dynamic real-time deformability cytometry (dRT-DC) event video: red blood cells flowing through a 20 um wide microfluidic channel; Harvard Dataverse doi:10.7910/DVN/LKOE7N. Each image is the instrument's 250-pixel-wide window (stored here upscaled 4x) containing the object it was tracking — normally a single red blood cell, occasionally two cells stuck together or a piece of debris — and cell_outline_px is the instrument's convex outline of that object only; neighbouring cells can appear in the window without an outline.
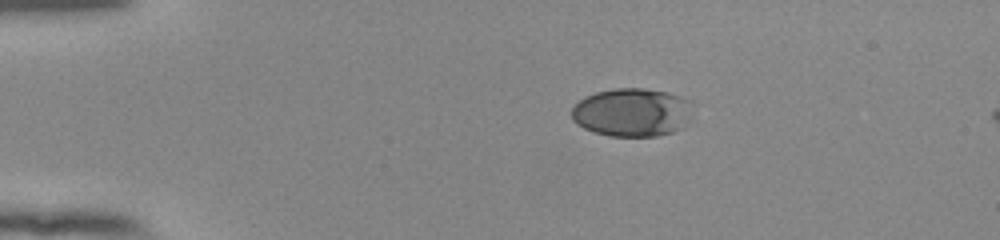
{"species": "human", "species_latin": "Homo sapiens", "temperature_condition": "room temperature", "stored_images_in_passage": 44, "camera_frame_rate_fps": 3000, "um_per_image_px": 0.085, "donor": {"sex": "female"}, "frame": {"image": 1, "passage_image": 1, "time_ms": 0.0, "image_size_px": [1000, 240], "cell_outline_px": [[692, 100], [684, 128], [672, 132], [656, 136], [608, 136], [592, 132], [576, 124], [572, 120], [572, 108], [584, 96], [596, 92], [616, 88], [644, 88], [668, 92]], "centroid_in_image_um": [53.7, 9.55], "position_along_channel_um": 31.3, "area_um2": 34.28}}
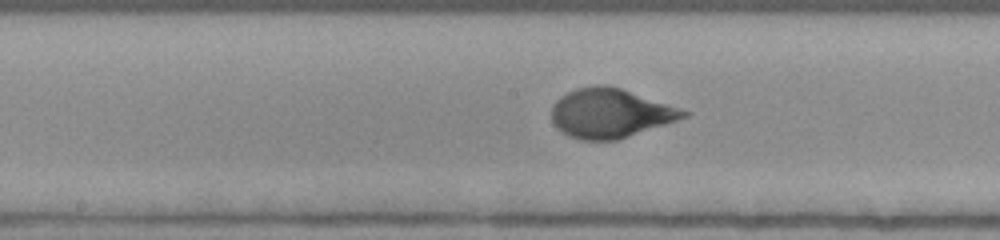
{"frame": {"image": 2, "passage_image": 19, "time_ms": 6.0, "image_size_px": [1000, 240], "cell_outline_px": [[692, 112], [688, 116], [616, 140], [580, 140], [568, 136], [556, 128], [552, 120], [552, 104], [560, 96], [576, 88], [596, 84], [604, 84], [620, 88]], "centroid_in_image_um": [51.82, 9.61], "position_along_channel_um": 196.4, "area_um2": 37.63}}
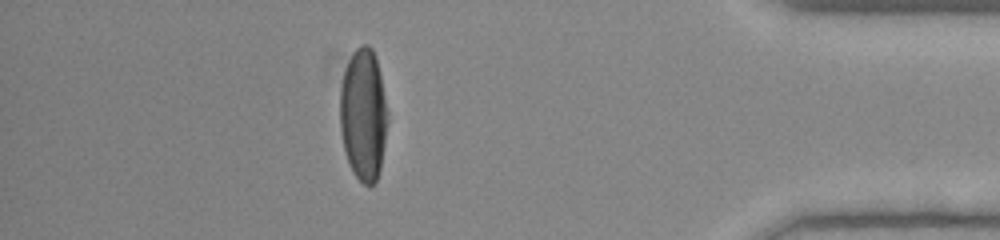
{"frame": {"image": 3, "passage_image": 38, "time_ms": 12.333, "image_size_px": [1000, 240], "cell_outline_px": [[388, 120], [380, 168], [376, 180], [372, 184], [364, 184], [352, 172], [344, 148], [340, 132], [340, 88], [344, 68], [352, 52], [360, 44], [368, 44], [372, 48], [376, 56], [388, 112]], "centroid_in_image_um": [30.88, 9.69], "position_along_channel_um": 404.3, "area_um2": 36.82}, "authors_computed_cell_mechanics": {"area_um2": 36.8475, "velocity_mm_per_s": 3.8673, "shape_relaxation_time_tau1_ms": 4.009, "shape_relaxation_time_tau2_ms": null, "deformation_change_tau1": 0.2016, "deformation_change_tau2": null}}